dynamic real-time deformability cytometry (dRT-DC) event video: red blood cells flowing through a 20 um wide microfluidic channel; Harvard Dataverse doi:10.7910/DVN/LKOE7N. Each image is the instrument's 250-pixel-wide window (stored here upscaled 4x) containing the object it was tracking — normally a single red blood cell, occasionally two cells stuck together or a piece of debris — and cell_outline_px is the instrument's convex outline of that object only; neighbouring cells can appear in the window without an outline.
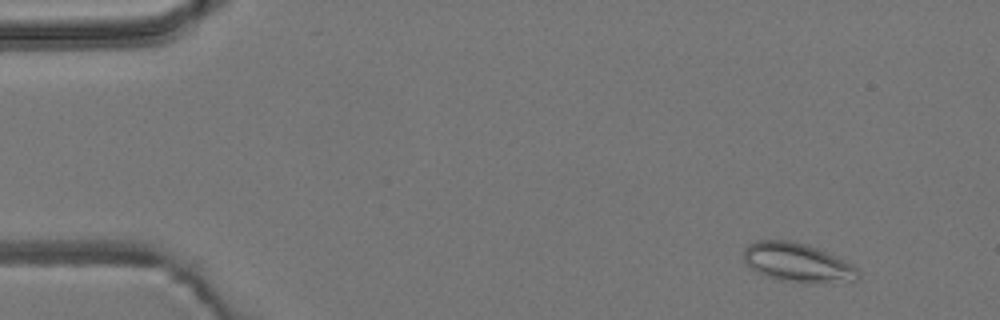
{"species": "common noctule bat (a hibernating species)", "species_latin": "Nyctalus noctula", "temperature_condition": "room temperature", "stored_images_in_passage": 54, "camera_frame_rate_fps": 3000, "um_per_image_px": 0.085, "animal": {"sex": "male", "body_mass_g": 19.2, "forearm_length_mm": 51.8}, "frame": {"image": 1, "passage_image": 5, "time_ms": 1.333, "image_size_px": [1000, 320], "cell_outline_px": [[860, 276], [856, 280], [780, 280], [756, 272], [744, 260], [744, 248], [748, 244], [756, 240], [792, 240], [816, 248], [852, 264], [860, 272]], "centroid_in_image_um": [67.71, 22.26], "position_along_channel_um": 17.3, "area_um2": 24.8}}
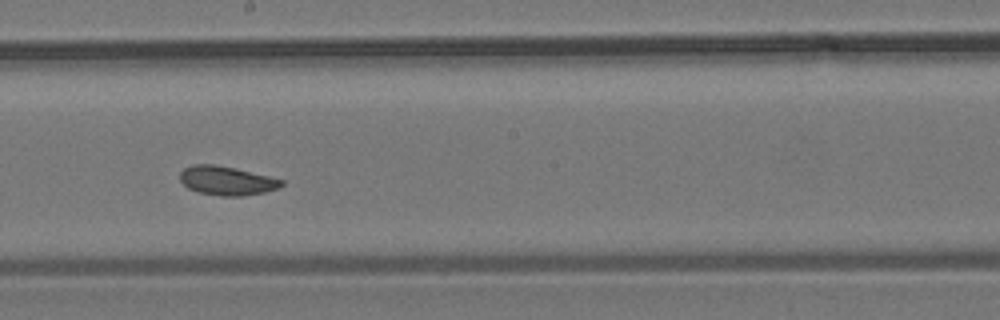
{"frame": {"image": 2, "passage_image": 30, "time_ms": 9.667, "image_size_px": [1000, 320], "cell_outline_px": [[284, 184], [276, 188], [264, 192], [240, 196], [220, 196], [200, 192], [188, 188], [180, 180], [180, 172], [184, 168], [192, 164], [216, 164], [268, 176], [284, 180]], "centroid_in_image_um": [19.24, 15.35], "position_along_channel_um": 229.0, "area_um2": 16.94}}
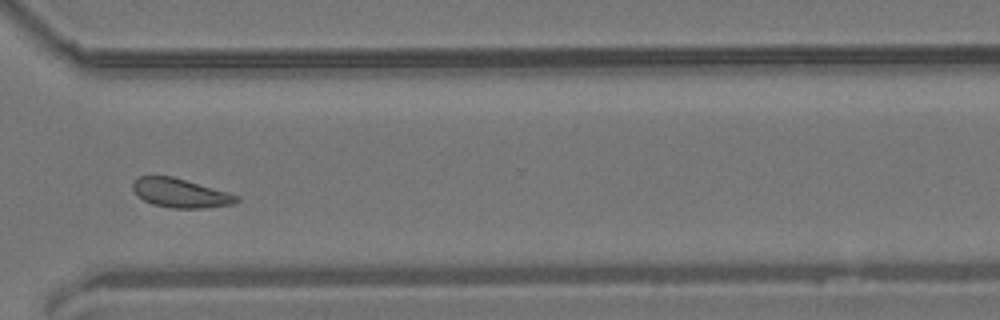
{"frame": {"image": 3, "passage_image": 40, "time_ms": 13.0, "image_size_px": [1000, 320], "cell_outline_px": [[240, 200], [232, 204], [204, 208], [172, 208], [152, 204], [144, 200], [132, 188], [132, 184], [140, 176], [172, 176], [228, 192], [240, 196]], "centroid_in_image_um": [15.37, 16.41], "position_along_channel_um": 355.2, "area_um2": 17.34}, "authors_computed_cell_mechanics": {"area_um2": 18.0914, "velocity_mm_per_s": 3.7916, "shape_relaxation_time_tau1_ms": null, "shape_relaxation_time_tau2_ms": 3.5576, "deformation_change_tau1": null, "deformation_change_tau2": 0.0844}}